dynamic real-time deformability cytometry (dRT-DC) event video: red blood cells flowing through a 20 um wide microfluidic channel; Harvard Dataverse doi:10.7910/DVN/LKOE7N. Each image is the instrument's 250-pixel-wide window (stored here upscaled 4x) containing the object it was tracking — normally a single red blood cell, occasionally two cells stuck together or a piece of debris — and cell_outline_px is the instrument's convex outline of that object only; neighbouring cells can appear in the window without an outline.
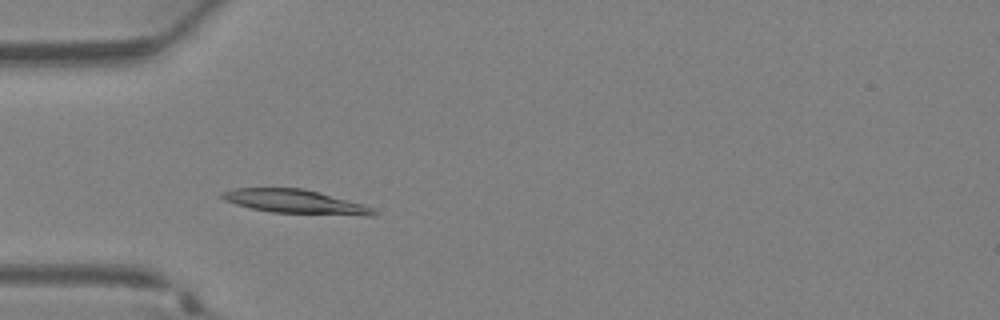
{"species": "Egyptian fruit bat (a non-hibernating species)", "species_latin": "Rousettus aegyptiacus", "temperature_condition": "warm", "stored_images_in_passage": 24, "camera_frame_rate_fps": 3000, "um_per_image_px": 0.085, "animal": {"sex": "female"}, "frame": {"image": 1, "passage_image": 5, "time_ms": 1.333, "image_size_px": [1000, 320], "cell_outline_px": [[376, 216], [364, 216], [272, 212], [252, 208], [236, 204], [224, 200], [220, 196], [220, 192], [232, 188], [304, 188], [320, 192], [364, 204], [372, 208], [376, 212]], "centroid_in_image_um": [25.11, 17.13], "position_along_channel_um": 59.9, "area_um2": 21.21}}
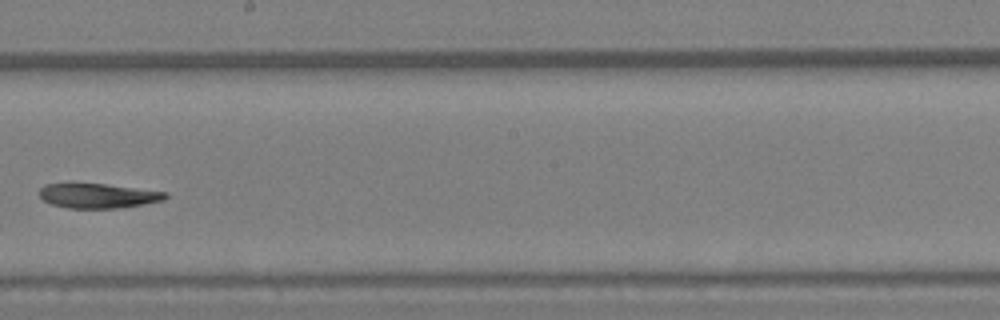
{"frame": {"image": 2, "passage_image": 15, "time_ms": 4.667, "image_size_px": [1000, 320], "cell_outline_px": [[168, 196], [164, 200], [144, 204], [120, 208], [68, 208], [52, 204], [44, 200], [40, 196], [40, 188], [44, 184], [104, 184], [168, 192]], "centroid_in_image_um": [8.36, 16.65], "position_along_channel_um": 239.8, "area_um2": 17.92}}
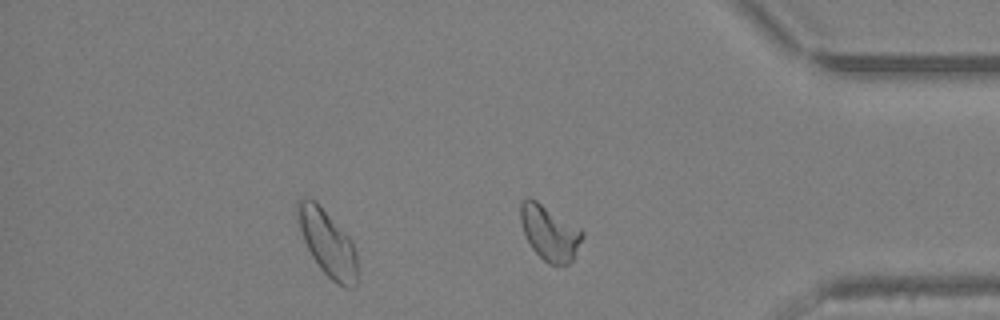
{"frame": {"image": 3, "passage_image": 24, "time_ms": 7.667, "image_size_px": [1000, 320], "cell_outline_px": [[584, 236], [572, 260], [568, 264], [548, 264], [532, 248], [524, 232], [520, 220], [520, 204], [528, 196], [536, 200], [580, 228], [584, 232]], "centroid_in_image_um": [46.72, 19.78], "position_along_channel_um": 388.5, "area_um2": 19.54}}